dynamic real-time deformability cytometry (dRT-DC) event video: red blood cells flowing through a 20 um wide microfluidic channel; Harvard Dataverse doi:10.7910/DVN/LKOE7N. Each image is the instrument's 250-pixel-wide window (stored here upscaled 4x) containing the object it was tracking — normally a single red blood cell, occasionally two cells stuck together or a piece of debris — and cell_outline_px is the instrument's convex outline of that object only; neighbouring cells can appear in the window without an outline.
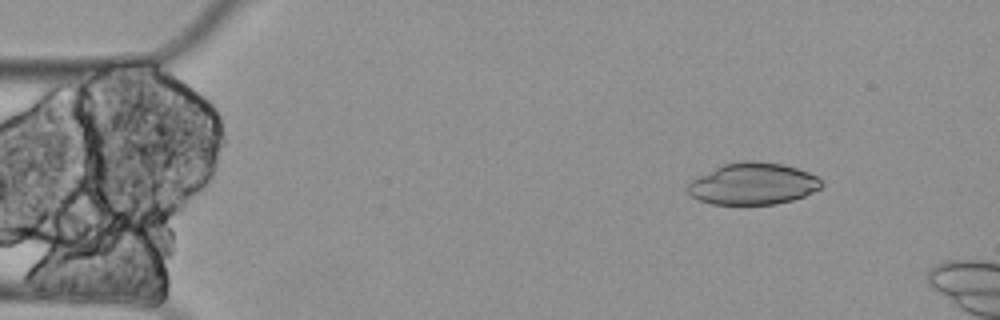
{"species": "Egyptian fruit bat (a non-hibernating species)", "species_latin": "Rousettus aegyptiacus", "temperature_condition": "cold", "stored_images_in_passage": 4, "camera_frame_rate_fps": 3000, "um_per_image_px": 0.085, "animal": {"sex": "female"}, "frame": {"image": 1, "passage_image": 2, "time_ms": 0.333, "image_size_px": [1000, 320], "cell_outline_px": [[824, 184], [820, 188], [804, 196], [792, 200], [776, 204], [712, 204], [700, 200], [692, 196], [684, 188], [688, 180], [696, 176], [724, 164], [744, 160], [756, 160], [784, 164], [808, 172], [816, 176]], "centroid_in_image_um": [63.95, 15.61], "position_along_channel_um": 21.0, "area_um2": 32.83}}
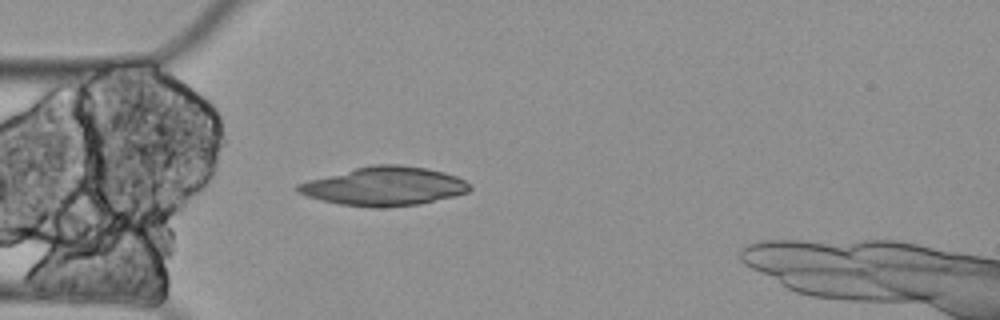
{"frame": {"image": 2, "passage_image": 4, "time_ms": 1.0, "image_size_px": [1000, 320], "cell_outline_px": [[472, 188], [468, 192], [420, 204], [376, 208], [340, 204], [320, 200], [296, 192], [296, 184], [308, 180], [372, 164], [400, 164], [428, 168], [444, 172], [456, 176], [464, 180]], "centroid_in_image_um": [32.65, 15.83], "position_along_channel_um": 52.3, "area_um2": 38.67}}